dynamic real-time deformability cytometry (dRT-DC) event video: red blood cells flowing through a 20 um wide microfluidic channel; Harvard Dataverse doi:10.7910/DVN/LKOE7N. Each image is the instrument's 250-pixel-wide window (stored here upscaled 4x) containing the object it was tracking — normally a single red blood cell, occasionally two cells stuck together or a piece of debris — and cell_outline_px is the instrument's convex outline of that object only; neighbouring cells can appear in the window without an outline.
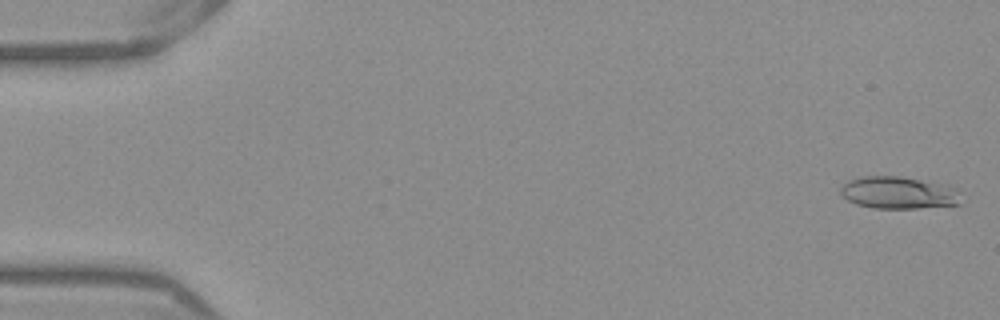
{"species": "Egyptian fruit bat (a non-hibernating species)", "species_latin": "Rousettus aegyptiacus", "temperature_condition": "warm", "stored_images_in_passage": 53, "camera_frame_rate_fps": 3000, "um_per_image_px": 0.085, "frame": {"image": 1, "passage_image": 2, "time_ms": 0.333, "image_size_px": [1000, 320], "cell_outline_px": [[960, 204], [916, 208], [872, 208], [856, 204], [840, 196], [840, 188], [848, 180], [860, 176], [900, 176], [948, 184], [960, 188]], "centroid_in_image_um": [76.4, 16.37], "position_along_channel_um": 8.6, "area_um2": 23.06}}
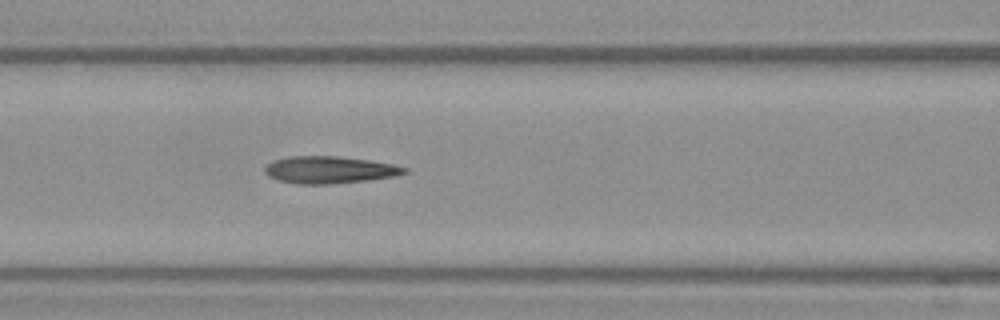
{"frame": {"image": 2, "passage_image": 23, "time_ms": 7.333, "image_size_px": [1000, 320], "cell_outline_px": [[408, 172], [392, 176], [368, 180], [332, 184], [296, 184], [280, 180], [268, 176], [264, 172], [264, 168], [272, 160], [288, 156], [340, 156], [368, 160], [392, 164], [408, 168]], "centroid_in_image_um": [27.97, 14.43], "position_along_channel_um": 138.6, "area_um2": 22.08}}
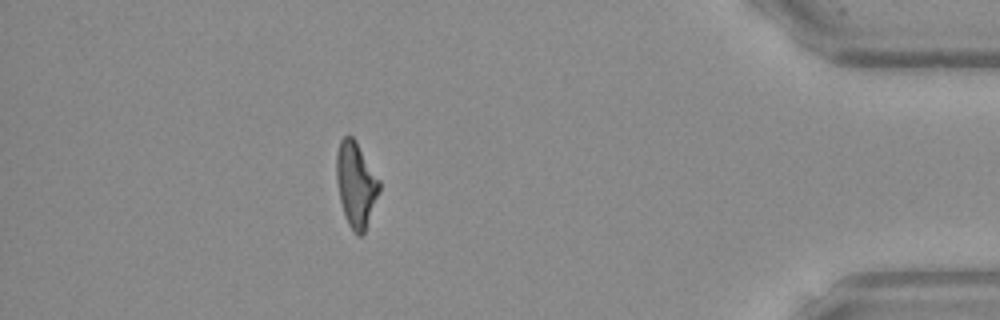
{"frame": {"image": 3, "passage_image": 47, "time_ms": 15.333, "image_size_px": [1000, 320], "cell_outline_px": [[380, 192], [364, 232], [360, 236], [348, 224], [344, 216], [340, 200], [336, 180], [336, 156], [340, 140], [344, 136], [352, 136], [356, 140], [380, 180]], "centroid_in_image_um": [30.25, 15.65], "position_along_channel_um": 404.9, "area_um2": 21.21}, "authors_computed_cell_mechanics": {"area_um2": 21.6172, "velocity_mm_per_s": 3.9156, "shape_relaxation_time_tau1_ms": null, "shape_relaxation_time_tau2_ms": 3.3432, "deformation_change_tau1": null, "deformation_change_tau2": 0.1259}}